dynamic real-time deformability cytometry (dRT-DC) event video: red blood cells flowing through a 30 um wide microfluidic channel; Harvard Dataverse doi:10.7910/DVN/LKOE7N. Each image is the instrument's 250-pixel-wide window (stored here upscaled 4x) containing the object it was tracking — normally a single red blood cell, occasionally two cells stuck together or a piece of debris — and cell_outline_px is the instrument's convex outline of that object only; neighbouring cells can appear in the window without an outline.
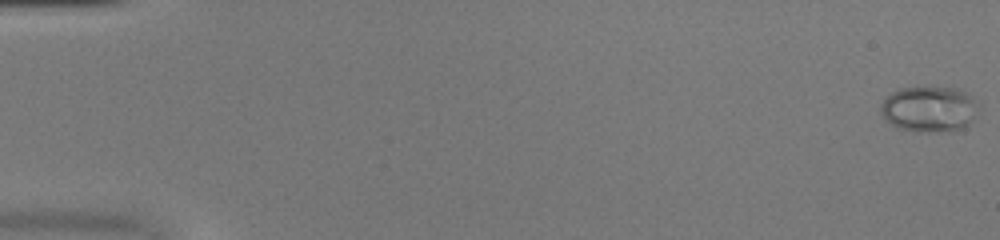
{"species": "common noctule bat (a hibernating species)", "species_latin": "Nyctalus noctula", "temperature_condition": "warm", "stored_images_in_passage": 52, "camera_frame_rate_fps": 3000, "um_per_image_px": 0.085, "animal": {"sex": "female", "body_mass_g": 20.0, "forearm_length_mm": 54.0}, "frame": {"image": 1, "passage_image": 1, "time_ms": 0.0, "image_size_px": [1000, 240], "cell_outline_px": [[980, 108], [976, 116], [964, 128], [952, 132], [916, 132], [900, 128], [892, 124], [880, 112], [880, 104], [892, 92], [900, 88], [956, 88], [972, 96], [980, 104]], "centroid_in_image_um": [79.04, 9.29], "position_along_channel_um": 6.0, "area_um2": 26.24}}
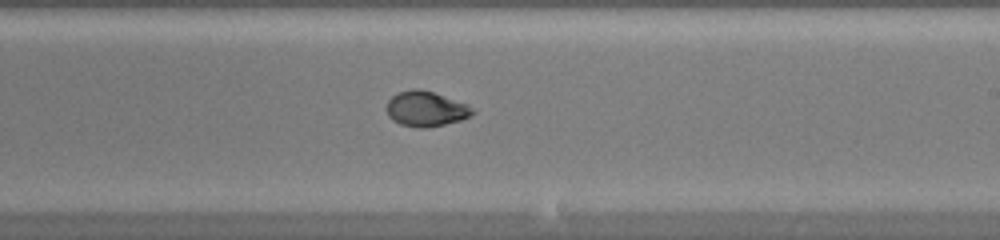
{"frame": {"image": 2, "passage_image": 32, "time_ms": 10.333, "image_size_px": [1000, 240], "cell_outline_px": [[476, 112], [460, 120], [444, 124], [424, 128], [416, 128], [400, 124], [392, 120], [388, 116], [388, 100], [392, 96], [400, 92], [412, 88], [420, 88], [468, 104]], "centroid_in_image_um": [36.19, 9.25], "position_along_channel_um": 252.8, "area_um2": 17.46}}
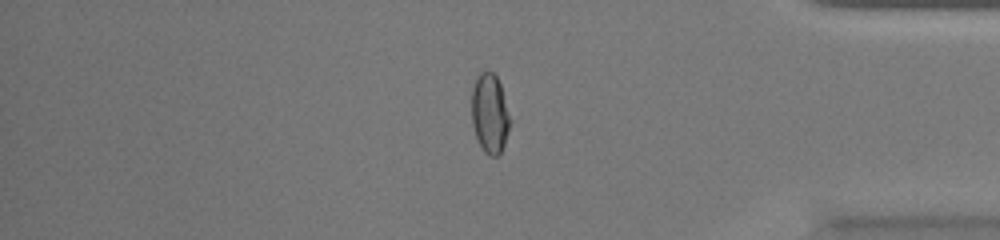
{"frame": {"image": 3, "passage_image": 44, "time_ms": 14.333, "image_size_px": [1000, 240], "cell_outline_px": [[512, 120], [504, 144], [500, 152], [496, 156], [488, 156], [484, 152], [476, 136], [472, 124], [472, 88], [476, 76], [480, 72], [492, 72], [496, 76], [500, 84]], "centroid_in_image_um": [41.64, 9.64], "position_along_channel_um": 393.6, "area_um2": 17.86}, "authors_computed_cell_mechanics": {"area_um2": 18.4093, "velocity_mm_per_s": 4.0793, "shape_relaxation_time_tau1_ms": null, "shape_relaxation_time_tau2_ms": 1.4233, "deformation_change_tau1": null, "deformation_change_tau2": 0.0357}}